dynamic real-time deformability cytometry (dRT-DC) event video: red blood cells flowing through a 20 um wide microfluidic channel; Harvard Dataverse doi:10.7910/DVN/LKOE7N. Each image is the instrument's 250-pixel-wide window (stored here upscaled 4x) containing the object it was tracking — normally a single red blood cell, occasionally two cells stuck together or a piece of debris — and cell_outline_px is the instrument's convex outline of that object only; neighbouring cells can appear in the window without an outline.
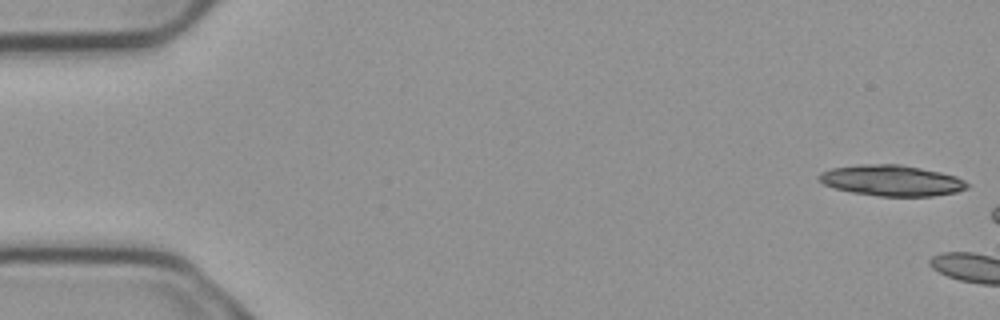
{"species": "common noctule bat (a hibernating species)", "species_latin": "Nyctalus noctula", "temperature_condition": "cold", "stored_images_in_passage": 2, "camera_frame_rate_fps": 3000, "um_per_image_px": 0.085, "animal": {"sex": "male", "body_mass_g": 23.1, "forearm_length_mm": 52.7}, "frame": {"image": 1, "passage_image": 1, "time_ms": 0.0, "image_size_px": [1000, 320], "cell_outline_px": [[968, 188], [956, 192], [932, 196], [880, 196], [852, 192], [836, 188], [824, 184], [816, 176], [820, 172], [832, 168], [860, 164], [896, 164], [920, 168], [940, 172], [956, 176], [964, 180], [968, 184]], "centroid_in_image_um": [75.78, 15.34], "position_along_channel_um": 9.2, "area_um2": 26.47}}